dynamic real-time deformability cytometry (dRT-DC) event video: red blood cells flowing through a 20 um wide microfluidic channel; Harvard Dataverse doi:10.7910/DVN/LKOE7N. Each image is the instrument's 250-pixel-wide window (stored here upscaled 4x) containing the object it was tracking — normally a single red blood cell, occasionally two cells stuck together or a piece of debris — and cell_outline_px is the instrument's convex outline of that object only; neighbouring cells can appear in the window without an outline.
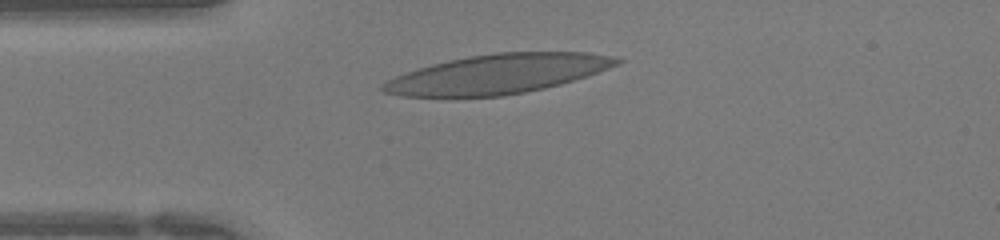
{"species": "human", "species_latin": "Homo sapiens", "temperature_condition": "warm", "stored_images_in_passage": 36, "camera_frame_rate_fps": 3000, "um_per_image_px": 0.085, "donor": {"sex": "female"}, "frame": {"image": 1, "passage_image": 2, "time_ms": 0.333, "image_size_px": [1000, 240], "cell_outline_px": [[624, 60], [620, 64], [560, 84], [544, 88], [504, 96], [400, 96], [384, 92], [380, 88], [380, 84], [396, 76], [432, 64], [468, 56], [496, 52], [588, 52], [612, 56]], "centroid_in_image_um": [42.31, 6.28], "position_along_channel_um": 42.7, "area_um2": 53.06}}
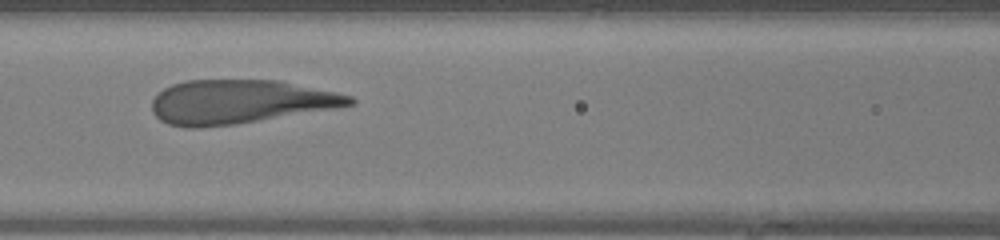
{"frame": {"image": 2, "passage_image": 10, "time_ms": 3.0, "image_size_px": [1000, 240], "cell_outline_px": [[356, 104], [236, 124], [200, 128], [188, 128], [168, 124], [160, 120], [152, 112], [152, 100], [164, 88], [172, 84], [184, 80], [280, 80], [352, 96], [356, 100]], "centroid_in_image_um": [20.33, 8.65], "position_along_channel_um": 146.3, "area_um2": 50.34}}
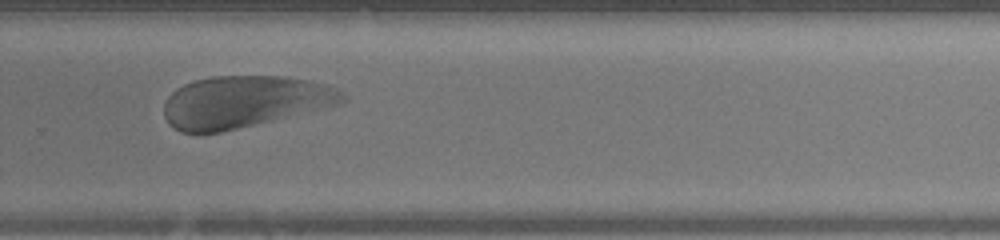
{"frame": {"image": 3, "passage_image": 21, "time_ms": 6.667, "image_size_px": [1000, 240], "cell_outline_px": [[348, 100], [340, 104], [272, 120], [220, 132], [180, 132], [168, 124], [164, 116], [164, 104], [168, 96], [176, 88], [192, 80], [212, 76], [284, 76], [308, 80], [324, 84], [336, 88], [344, 92], [348, 96]], "centroid_in_image_um": [20.75, 8.63], "position_along_channel_um": 309.0, "area_um2": 53.87}}